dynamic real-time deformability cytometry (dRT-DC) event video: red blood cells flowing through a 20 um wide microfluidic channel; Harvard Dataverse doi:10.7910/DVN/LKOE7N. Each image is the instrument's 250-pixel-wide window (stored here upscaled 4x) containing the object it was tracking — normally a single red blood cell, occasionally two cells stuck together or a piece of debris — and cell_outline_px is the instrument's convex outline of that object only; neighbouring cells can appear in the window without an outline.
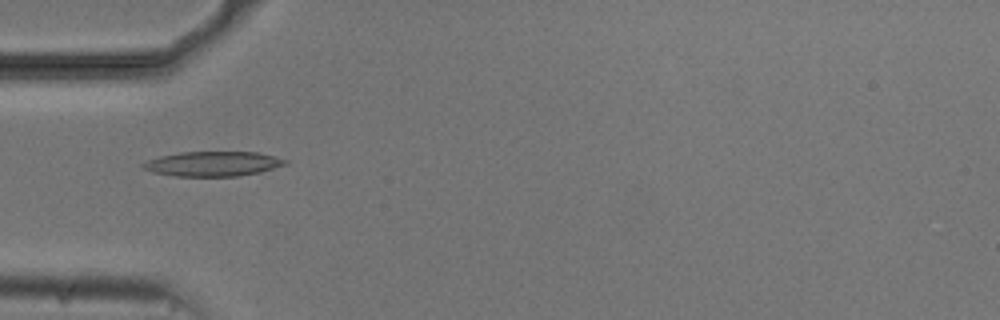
{"species": "common noctule bat (a hibernating species)", "species_latin": "Nyctalus noctula", "temperature_condition": "cold", "stored_images_in_passage": 39, "camera_frame_rate_fps": 3000, "um_per_image_px": 0.085, "animal": {"sex": "male", "body_mass_g": 20.5, "forearm_length_mm": 52.5}, "frame": {"image": 1, "passage_image": 12, "time_ms": 3.667, "image_size_px": [1000, 320], "cell_outline_px": [[288, 164], [260, 172], [236, 176], [176, 176], [152, 172], [140, 168], [140, 164], [148, 160], [160, 156], [180, 152], [256, 152], [288, 160]], "centroid_in_image_um": [18.06, 13.92], "position_along_channel_um": 66.9, "area_um2": 20.52}}
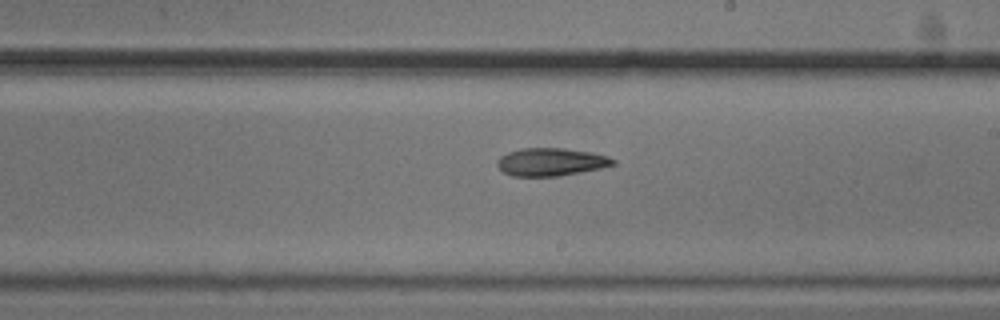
{"frame": {"image": 2, "passage_image": 26, "time_ms": 8.333, "image_size_px": [1000, 320], "cell_outline_px": [[616, 164], [600, 168], [556, 176], [512, 176], [504, 172], [496, 164], [496, 160], [500, 156], [508, 152], [520, 148], [564, 148], [588, 152], [608, 156], [616, 160]], "centroid_in_image_um": [46.8, 13.76], "position_along_channel_um": 242.2, "area_um2": 18.67}}
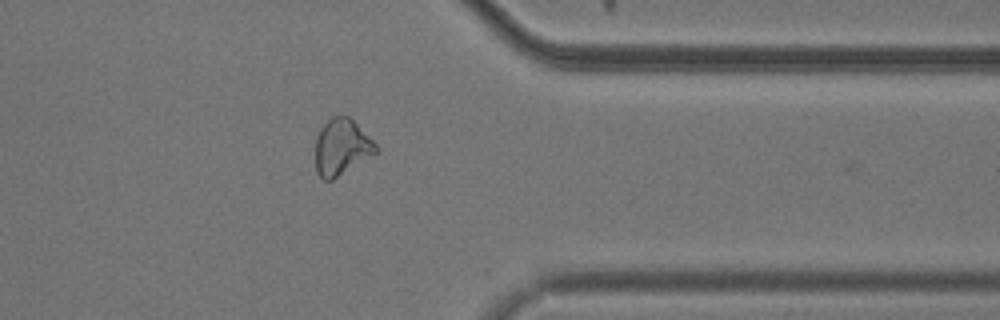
{"frame": {"image": 3, "passage_image": 38, "time_ms": 12.333, "image_size_px": [1000, 320], "cell_outline_px": [[380, 152], [376, 156], [332, 180], [324, 180], [316, 172], [316, 136], [320, 128], [332, 116], [348, 116], [376, 144]], "centroid_in_image_um": [29.07, 12.55], "position_along_channel_um": 382.3, "area_um2": 20.06}}